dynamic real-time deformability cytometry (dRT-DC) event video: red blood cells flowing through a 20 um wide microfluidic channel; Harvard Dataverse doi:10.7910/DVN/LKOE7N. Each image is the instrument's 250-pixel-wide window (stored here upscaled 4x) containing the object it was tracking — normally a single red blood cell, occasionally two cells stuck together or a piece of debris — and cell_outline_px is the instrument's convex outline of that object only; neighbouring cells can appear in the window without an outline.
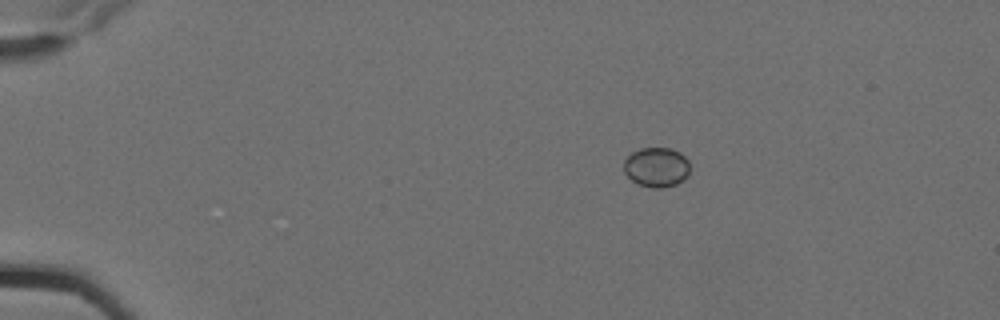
{"species": "Egyptian fruit bat (a non-hibernating species)", "species_latin": "Rousettus aegyptiacus", "temperature_condition": "cold", "stored_images_in_passage": 5, "camera_frame_rate_fps": 3000, "um_per_image_px": 0.085, "animal": {"sex": "female"}, "frame": {"image": 1, "passage_image": 1, "time_ms": 0.0, "image_size_px": [1000, 320], "cell_outline_px": [[688, 176], [684, 180], [676, 184], [664, 188], [652, 188], [640, 184], [632, 180], [624, 172], [624, 160], [632, 152], [640, 148], [672, 148], [680, 152], [688, 160]], "centroid_in_image_um": [55.81, 14.21], "position_along_channel_um": 29.2, "area_um2": 15.32}}
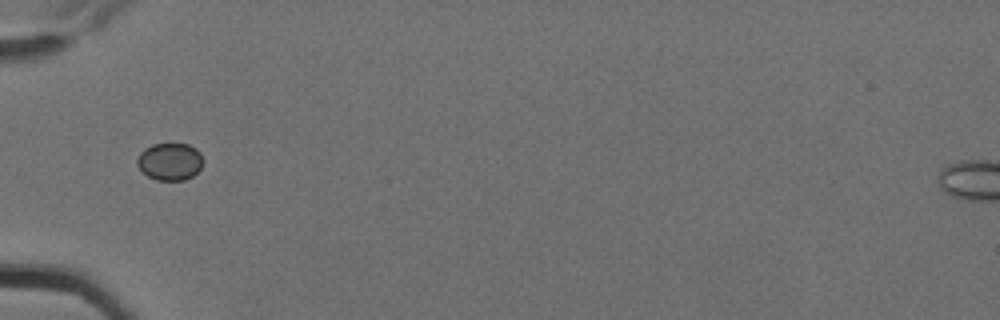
{"frame": {"image": 2, "passage_image": 4, "time_ms": 1.0, "image_size_px": [1000, 320], "cell_outline_px": [[200, 168], [192, 176], [184, 180], [156, 180], [148, 176], [136, 164], [136, 160], [140, 152], [144, 148], [152, 144], [188, 144], [196, 148], [200, 152]], "centroid_in_image_um": [14.4, 13.72], "position_along_channel_um": 70.6, "area_um2": 14.16}}
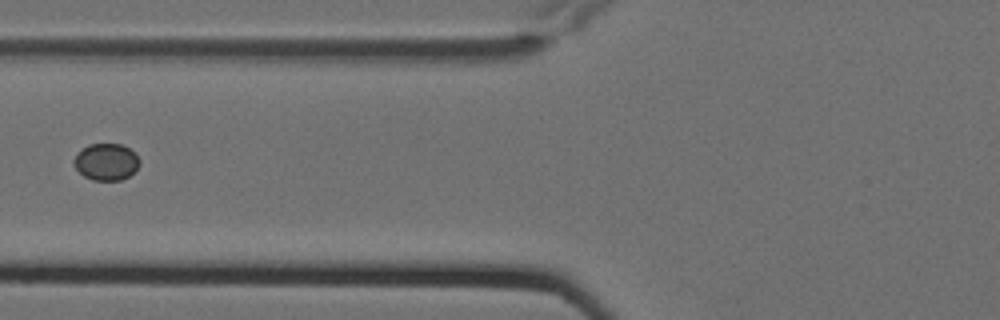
{"frame": {"image": 3, "passage_image": 5, "time_ms": 1.333, "image_size_px": [1000, 320], "cell_outline_px": [[140, 164], [128, 176], [120, 180], [92, 180], [84, 176], [76, 168], [72, 160], [76, 152], [80, 148], [88, 144], [120, 144], [136, 152], [140, 160]], "centroid_in_image_um": [9.0, 13.74], "position_along_channel_um": 116.8, "area_um2": 14.22}}